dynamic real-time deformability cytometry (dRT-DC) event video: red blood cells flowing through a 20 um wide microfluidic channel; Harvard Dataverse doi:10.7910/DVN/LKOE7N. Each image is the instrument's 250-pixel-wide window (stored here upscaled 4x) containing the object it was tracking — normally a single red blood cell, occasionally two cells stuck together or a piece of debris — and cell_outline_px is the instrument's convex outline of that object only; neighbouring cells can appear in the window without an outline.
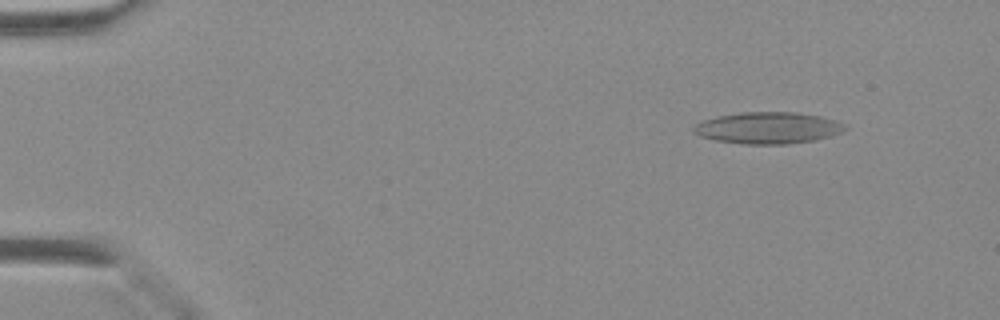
{"species": "Egyptian fruit bat (a non-hibernating species)", "species_latin": "Rousettus aegyptiacus", "temperature_condition": "warm", "stored_images_in_passage": 44, "camera_frame_rate_fps": 3000, "um_per_image_px": 0.085, "animal": {"sex": "female"}, "frame": {"image": 1, "passage_image": 5, "time_ms": 1.333, "image_size_px": [1000, 320], "cell_outline_px": [[848, 128], [844, 132], [816, 140], [788, 144], [744, 144], [716, 140], [700, 136], [692, 132], [692, 128], [700, 120], [716, 116], [740, 112], [796, 112], [820, 116], [844, 124]], "centroid_in_image_um": [65.25, 10.87], "position_along_channel_um": 19.7, "area_um2": 28.09}}
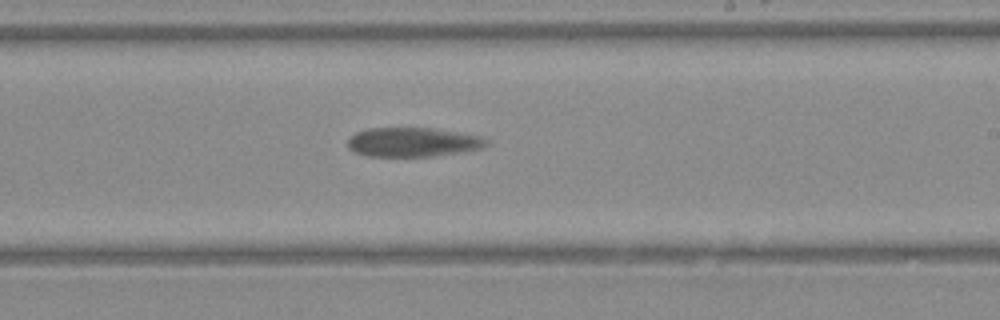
{"frame": {"image": 2, "passage_image": 27, "time_ms": 8.667, "image_size_px": [1000, 320], "cell_outline_px": [[488, 144], [484, 148], [464, 152], [436, 156], [364, 156], [352, 152], [348, 148], [348, 140], [356, 132], [368, 128], [428, 128], [484, 136], [488, 140]], "centroid_in_image_um": [35.11, 12.09], "position_along_channel_um": 253.9, "area_um2": 23.87}}
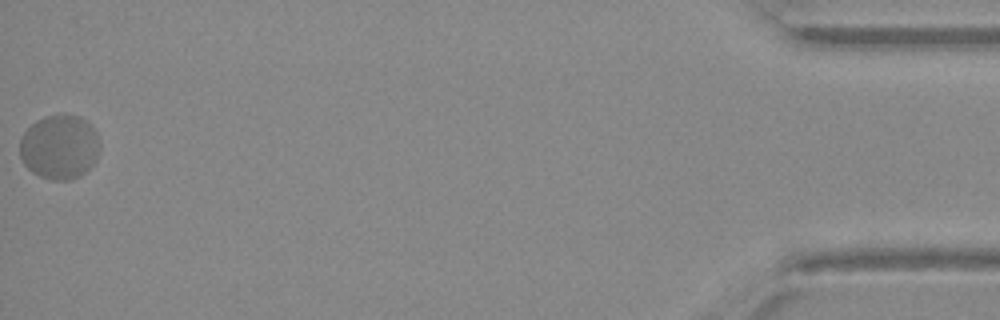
{"frame": {"image": 3, "passage_image": 44, "time_ms": 14.333, "image_size_px": [1000, 320], "cell_outline_px": [[100, 148], [96, 160], [80, 176], [72, 180], [52, 180], [40, 176], [32, 172], [24, 164], [20, 156], [20, 140], [24, 132], [36, 120], [44, 116], [64, 112], [80, 116], [96, 132], [100, 144]], "centroid_in_image_um": [5.06, 12.47], "position_along_channel_um": 430.1, "area_um2": 30.35}}